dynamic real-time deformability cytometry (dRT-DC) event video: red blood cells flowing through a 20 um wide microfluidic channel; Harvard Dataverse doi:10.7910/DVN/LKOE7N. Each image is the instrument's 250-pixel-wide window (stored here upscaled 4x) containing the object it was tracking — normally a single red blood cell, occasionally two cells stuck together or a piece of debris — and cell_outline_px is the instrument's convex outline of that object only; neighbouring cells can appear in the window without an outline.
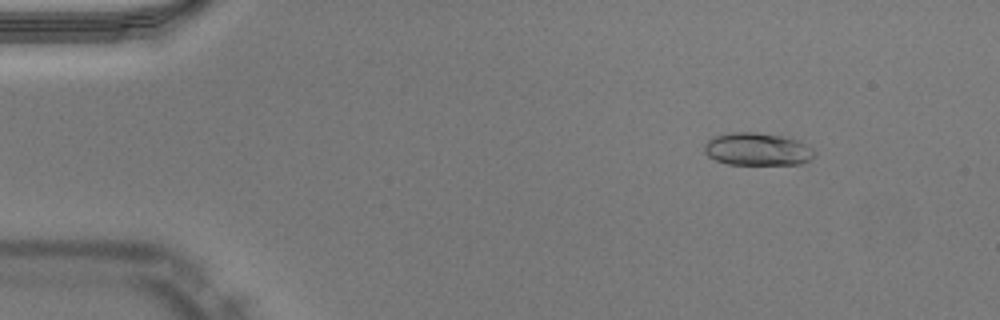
{"species": "Egyptian fruit bat (a non-hibernating species)", "species_latin": "Rousettus aegyptiacus", "temperature_condition": "warm", "stored_images_in_passage": 51, "camera_frame_rate_fps": 3000, "um_per_image_px": 0.085, "animal": {"sex": "male"}, "frame": {"image": 1, "passage_image": 7, "time_ms": 2.0, "image_size_px": [1000, 320], "cell_outline_px": [[816, 156], [800, 164], [728, 164], [716, 160], [708, 156], [704, 152], [704, 144], [712, 136], [732, 132], [756, 132], [784, 136], [796, 140], [812, 148], [816, 152]], "centroid_in_image_um": [64.36, 12.67], "position_along_channel_um": 20.6, "area_um2": 21.04}}
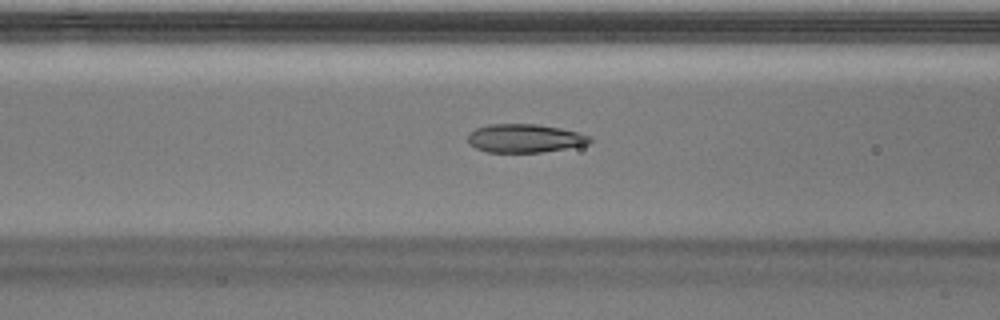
{"frame": {"image": 2, "passage_image": 21, "time_ms": 6.667, "image_size_px": [1000, 320], "cell_outline_px": [[592, 140], [588, 144], [540, 152], [488, 152], [476, 148], [468, 144], [468, 136], [476, 128], [488, 124], [536, 124], [560, 128], [576, 132], [588, 136]], "centroid_in_image_um": [44.56, 11.75], "position_along_channel_um": 122.0, "area_um2": 19.94}}
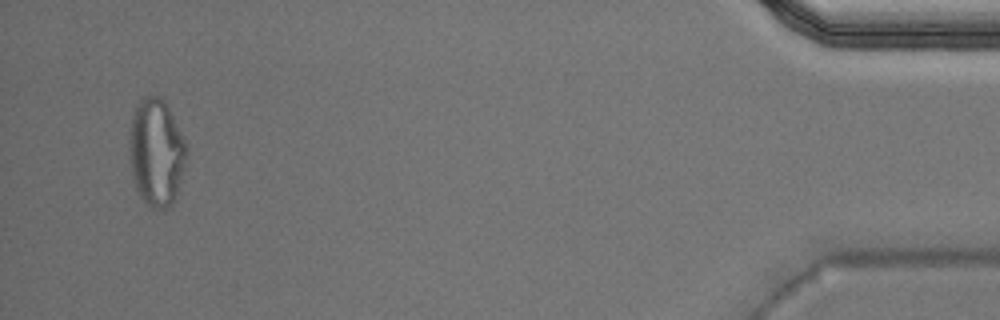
{"frame": {"image": 3, "passage_image": 49, "time_ms": 16.0, "image_size_px": [1000, 320], "cell_outline_px": [[188, 152], [184, 168], [172, 204], [168, 208], [152, 208], [140, 196], [136, 188], [132, 176], [128, 148], [132, 120], [136, 108], [140, 100], [144, 96], [160, 96], [164, 100], [188, 148]], "centroid_in_image_um": [13.28, 12.96], "position_along_channel_um": 421.9, "area_um2": 35.32}, "authors_computed_cell_mechanics": {"area_um2": 20.8658, "velocity_mm_per_s": 4.0406, "shape_relaxation_time_tau1_ms": 8.4965, "shape_relaxation_time_tau2_ms": 0.9539, "deformation_change_tau1": 0.3014, "deformation_change_tau2": 0.0875}}